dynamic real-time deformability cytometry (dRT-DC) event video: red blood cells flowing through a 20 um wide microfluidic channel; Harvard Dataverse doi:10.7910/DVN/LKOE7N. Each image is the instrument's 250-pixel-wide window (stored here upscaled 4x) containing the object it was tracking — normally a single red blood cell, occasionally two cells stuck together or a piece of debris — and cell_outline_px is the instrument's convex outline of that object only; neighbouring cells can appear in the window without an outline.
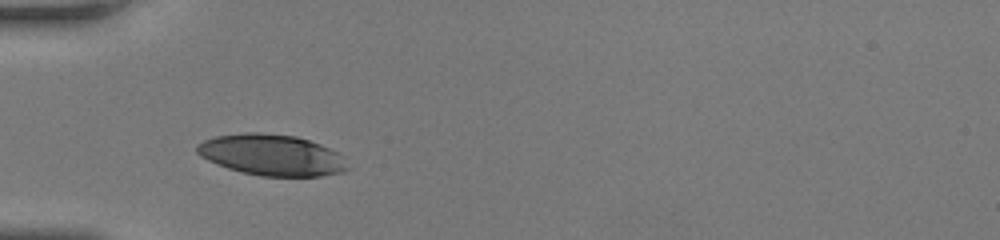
{"species": "human", "species_latin": "Homo sapiens", "temperature_condition": "room temperature", "stored_images_in_passage": 27, "camera_frame_rate_fps": 3000, "um_per_image_px": 0.085, "donor": {"sex": "female"}, "frame": {"image": 1, "passage_image": 1, "time_ms": 0.0, "image_size_px": [1000, 240], "cell_outline_px": [[348, 168], [344, 172], [320, 176], [260, 176], [240, 172], [216, 164], [200, 156], [196, 152], [196, 144], [204, 140], [216, 136], [244, 132], [256, 132], [296, 136], [320, 144], [336, 152], [340, 156]], "centroid_in_image_um": [23.04, 13.17], "position_along_channel_um": 62.0, "area_um2": 35.95}}
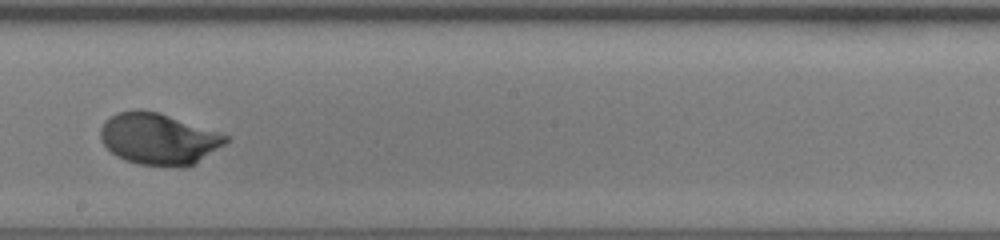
{"frame": {"image": 2, "passage_image": 14, "time_ms": 4.333, "image_size_px": [1000, 240], "cell_outline_px": [[228, 140], [224, 144], [192, 164], [184, 168], [180, 168], [140, 164], [124, 160], [116, 156], [104, 144], [100, 136], [100, 128], [104, 120], [108, 116], [116, 112], [136, 108], [160, 112], [228, 136]], "centroid_in_image_um": [13.4, 11.79], "position_along_channel_um": 234.8, "area_um2": 37.57}}
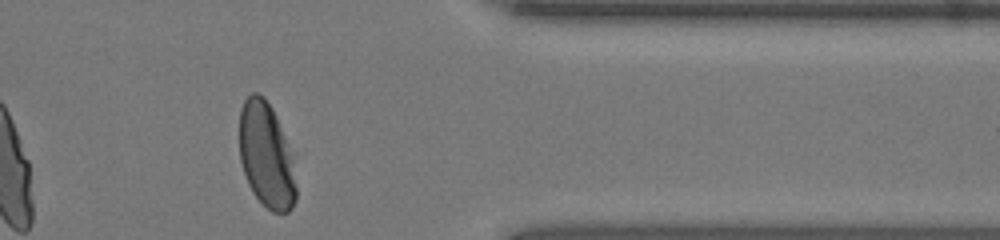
{"frame": {"image": 3, "passage_image": 26, "time_ms": 8.333, "image_size_px": [1000, 240], "cell_outline_px": [[296, 200], [292, 208], [288, 212], [272, 212], [252, 192], [248, 184], [240, 160], [240, 108], [244, 100], [252, 92], [256, 92], [264, 96], [272, 108], [276, 116], [288, 144], [292, 156], [296, 188]], "centroid_in_image_um": [22.63, 13.19], "position_along_channel_um": 388.8, "area_um2": 34.68}, "authors_computed_cell_mechanics": {"area_um2": 37.1076, "velocity_mm_per_s": 4.1381, "shape_relaxation_time_tau1_ms": 2.1765, "shape_relaxation_time_tau2_ms": null, "deformation_change_tau1": 0.1785, "deformation_change_tau2": null}}